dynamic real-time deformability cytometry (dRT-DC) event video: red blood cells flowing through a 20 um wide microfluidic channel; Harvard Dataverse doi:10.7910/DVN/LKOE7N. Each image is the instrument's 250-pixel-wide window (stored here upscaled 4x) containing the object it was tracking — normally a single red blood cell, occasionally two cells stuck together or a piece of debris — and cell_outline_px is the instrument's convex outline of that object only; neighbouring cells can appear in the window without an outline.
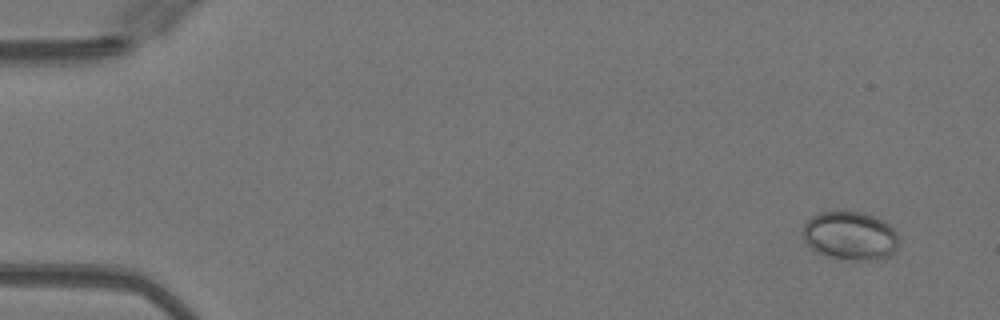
{"species": "Egyptian fruit bat (a non-hibernating species)", "species_latin": "Rousettus aegyptiacus", "temperature_condition": "warm", "stored_images_in_passage": 51, "segment_of_instrument_passage": [1, 2], "camera_frame_rate_fps": 3000, "um_per_image_px": 0.085, "animal": {"sex": "female"}, "frame": {"image": 1, "passage_image": 3, "time_ms": 0.667, "image_size_px": [1000, 320], "cell_outline_px": [[900, 244], [896, 252], [888, 256], [876, 260], [856, 260], [832, 256], [816, 252], [804, 240], [804, 224], [812, 216], [820, 212], [836, 208], [844, 208], [864, 212], [888, 224], [900, 236]], "centroid_in_image_um": [72.3, 19.99], "position_along_channel_um": 12.7, "area_um2": 27.74}}
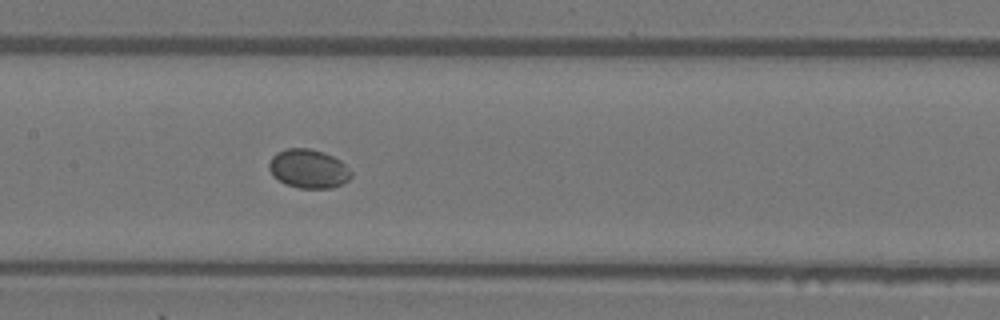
{"frame": {"image": 2, "passage_image": 25, "time_ms": 8.0, "image_size_px": [1000, 320], "cell_outline_px": [[352, 176], [348, 180], [332, 188], [300, 188], [284, 184], [272, 176], [268, 168], [268, 164], [272, 156], [276, 152], [288, 148], [308, 148], [324, 152], [340, 160], [352, 172]], "centroid_in_image_um": [26.19, 14.34], "position_along_channel_um": 181.2, "area_um2": 18.73}}
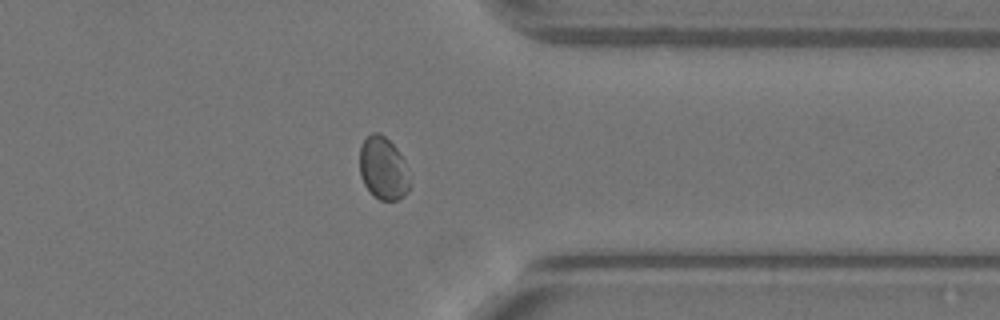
{"frame": {"image": 3, "passage_image": 40, "time_ms": 13.0, "image_size_px": [1000, 320], "cell_outline_px": [[408, 192], [404, 196], [396, 200], [380, 200], [372, 196], [364, 184], [360, 176], [360, 148], [364, 140], [372, 132], [380, 132], [396, 148], [400, 156], [408, 184]], "centroid_in_image_um": [32.5, 14.33], "position_along_channel_um": 378.9, "area_um2": 17.74}}